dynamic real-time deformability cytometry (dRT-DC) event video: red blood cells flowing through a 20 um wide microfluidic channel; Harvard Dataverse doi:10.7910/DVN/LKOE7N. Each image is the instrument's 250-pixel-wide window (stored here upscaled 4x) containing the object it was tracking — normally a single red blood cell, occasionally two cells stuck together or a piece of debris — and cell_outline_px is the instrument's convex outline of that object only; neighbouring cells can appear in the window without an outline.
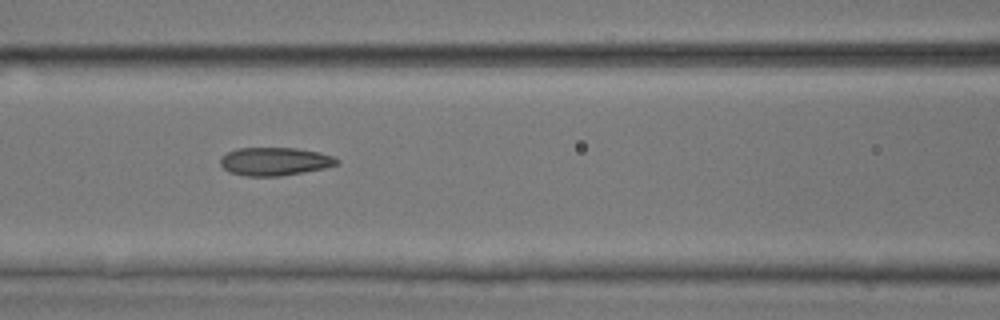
{"species": "common noctule bat (a hibernating species)", "species_latin": "Nyctalus noctula", "temperature_condition": "room temperature", "stored_images_in_passage": 8, "camera_frame_rate_fps": 3000, "um_per_image_px": 0.085, "animal": {"sex": "male", "body_mass_g": 17.9, "forearm_length_mm": 54.2}, "frame": {"image": 1, "passage_image": 5, "time_ms": 1.333, "image_size_px": [1000, 320], "cell_outline_px": [[340, 164], [324, 168], [304, 172], [280, 176], [248, 176], [228, 172], [220, 164], [220, 156], [236, 148], [296, 148], [320, 152], [336, 156], [340, 160]], "centroid_in_image_um": [23.39, 13.72], "position_along_channel_um": 143.2, "area_um2": 19.36}}
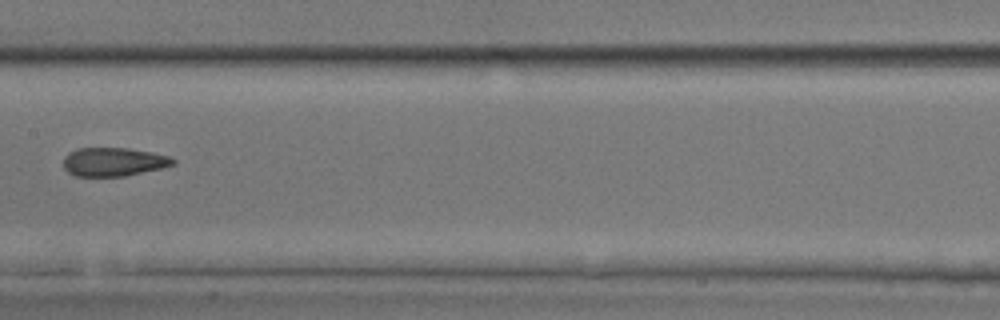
{"frame": {"image": 2, "passage_image": 6, "time_ms": 1.667, "image_size_px": [1000, 320], "cell_outline_px": [[176, 164], [160, 168], [124, 176], [76, 176], [68, 172], [64, 168], [64, 156], [68, 152], [76, 148], [128, 148], [152, 152], [168, 156], [176, 160]], "centroid_in_image_um": [9.63, 13.75], "position_along_channel_um": 197.8, "area_um2": 18.26}}
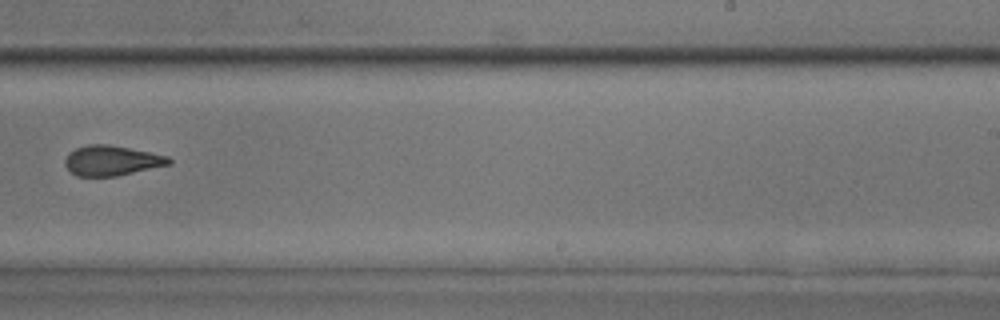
{"frame": {"image": 3, "passage_image": 8, "time_ms": 2.333, "image_size_px": [1000, 320], "cell_outline_px": [[172, 164], [116, 176], [76, 176], [64, 164], [64, 160], [68, 152], [76, 148], [88, 144], [108, 144], [168, 156], [172, 160]], "centroid_in_image_um": [9.48, 13.65], "position_along_channel_um": 279.5, "area_um2": 18.15}}